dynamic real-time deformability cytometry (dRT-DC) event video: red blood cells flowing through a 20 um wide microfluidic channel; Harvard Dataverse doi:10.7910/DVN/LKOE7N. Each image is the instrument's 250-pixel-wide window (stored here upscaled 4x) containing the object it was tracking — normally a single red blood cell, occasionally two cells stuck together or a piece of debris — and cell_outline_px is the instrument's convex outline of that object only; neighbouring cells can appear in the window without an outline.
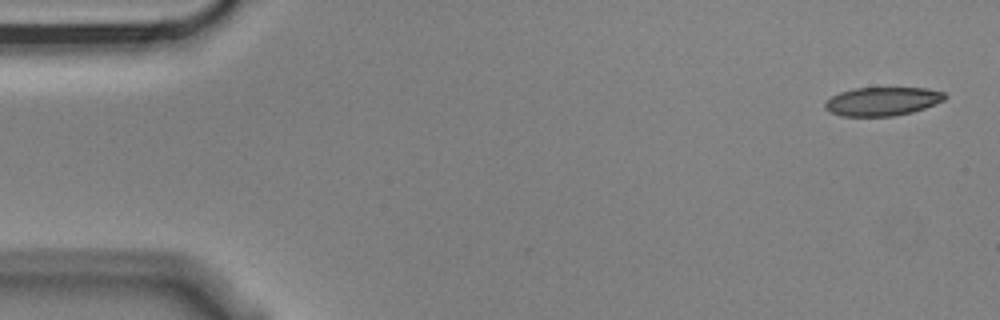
{"species": "Egyptian fruit bat (a non-hibernating species)", "species_latin": "Rousettus aegyptiacus", "temperature_condition": "cold", "stored_images_in_passage": 5, "camera_frame_rate_fps": 3000, "um_per_image_px": 0.085, "animal": {"sex": "male"}, "frame": {"image": 1, "passage_image": 1, "time_ms": 0.0, "image_size_px": [1000, 320], "cell_outline_px": [[948, 96], [944, 100], [924, 108], [912, 112], [892, 116], [840, 116], [824, 108], [824, 104], [832, 96], [840, 92], [856, 88], [928, 88], [944, 92]], "centroid_in_image_um": [75.02, 8.61], "position_along_channel_um": 10.0, "area_um2": 19.88}}
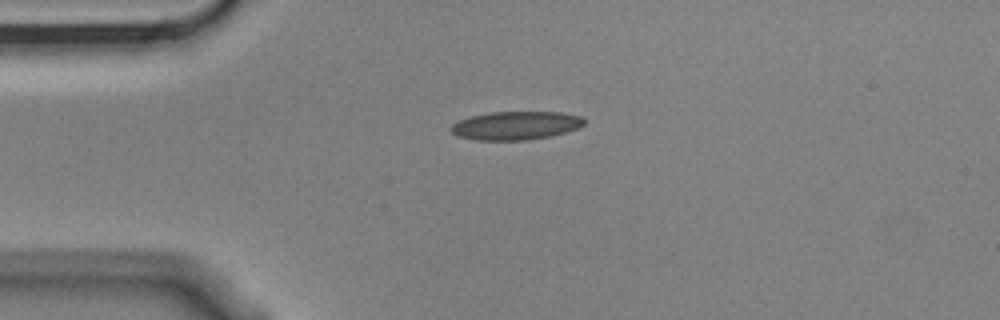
{"frame": {"image": 2, "passage_image": 4, "time_ms": 1.0, "image_size_px": [1000, 320], "cell_outline_px": [[584, 124], [576, 128], [552, 136], [528, 140], [476, 140], [456, 136], [448, 128], [452, 124], [460, 120], [472, 116], [492, 112], [560, 112], [580, 116], [584, 120]], "centroid_in_image_um": [43.8, 10.68], "position_along_channel_um": 41.2, "area_um2": 21.96}}